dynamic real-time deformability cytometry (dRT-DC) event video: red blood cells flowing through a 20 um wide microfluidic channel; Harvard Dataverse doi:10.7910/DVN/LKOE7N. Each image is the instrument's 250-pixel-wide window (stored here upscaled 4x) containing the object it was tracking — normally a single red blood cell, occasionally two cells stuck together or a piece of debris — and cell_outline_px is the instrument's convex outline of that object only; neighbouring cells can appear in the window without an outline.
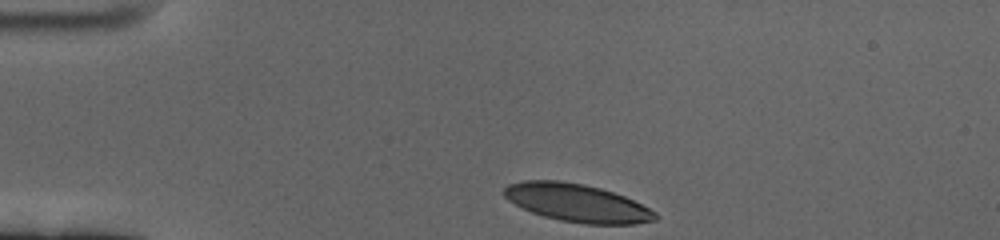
{"species": "human", "species_latin": "Homo sapiens", "temperature_condition": "cold", "stored_images_in_passage": 39, "camera_frame_rate_fps": 3000, "um_per_image_px": 0.085, "donor": {"sex": "female"}, "frame": {"image": 1, "passage_image": 1, "time_ms": 0.0, "image_size_px": [1000, 240], "cell_outline_px": [[660, 216], [656, 220], [632, 224], [584, 224], [560, 220], [544, 216], [532, 212], [508, 200], [504, 196], [504, 188], [508, 184], [524, 180], [560, 180], [584, 184], [600, 188], [624, 196], [656, 212]], "centroid_in_image_um": [49.05, 17.24], "position_along_channel_um": 36.0, "area_um2": 33.23}}
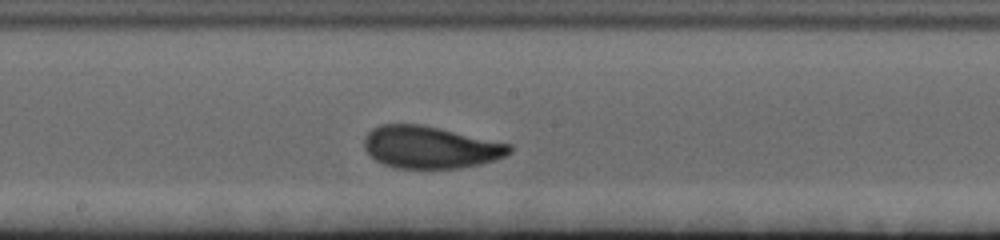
{"frame": {"image": 2, "passage_image": 21, "time_ms": 6.667, "image_size_px": [1000, 240], "cell_outline_px": [[512, 152], [504, 156], [480, 164], [460, 168], [392, 168], [376, 160], [364, 148], [364, 136], [372, 128], [380, 124], [424, 124], [512, 144]], "centroid_in_image_um": [36.57, 12.5], "position_along_channel_um": 211.6, "area_um2": 35.95}}
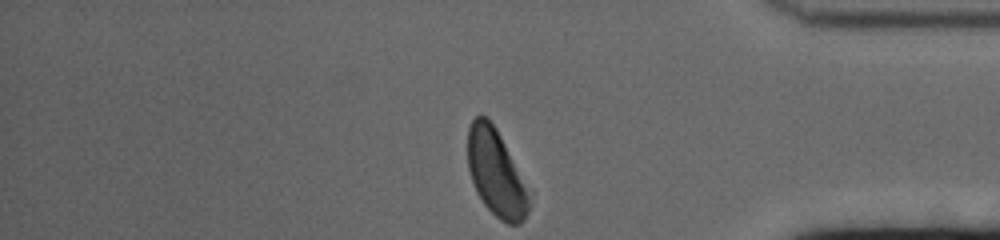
{"frame": {"image": 3, "passage_image": 39, "time_ms": 12.667, "image_size_px": [1000, 240], "cell_outline_px": [[528, 212], [524, 220], [520, 224], [508, 224], [500, 220], [484, 204], [476, 192], [468, 168], [468, 128], [472, 120], [476, 116], [484, 116], [496, 128], [500, 136], [524, 188], [528, 200]], "centroid_in_image_um": [42.08, 14.73], "position_along_channel_um": 393.1, "area_um2": 29.48}, "authors_computed_cell_mechanics": {"area_um2": 34.9112, "velocity_mm_per_s": 3.3524, "shape_relaxation_time_tau1_ms": 3.3029, "shape_relaxation_time_tau2_ms": 0.9306, "deformation_change_tau1": 0.1663, "deformation_change_tau2": 0.0704}}